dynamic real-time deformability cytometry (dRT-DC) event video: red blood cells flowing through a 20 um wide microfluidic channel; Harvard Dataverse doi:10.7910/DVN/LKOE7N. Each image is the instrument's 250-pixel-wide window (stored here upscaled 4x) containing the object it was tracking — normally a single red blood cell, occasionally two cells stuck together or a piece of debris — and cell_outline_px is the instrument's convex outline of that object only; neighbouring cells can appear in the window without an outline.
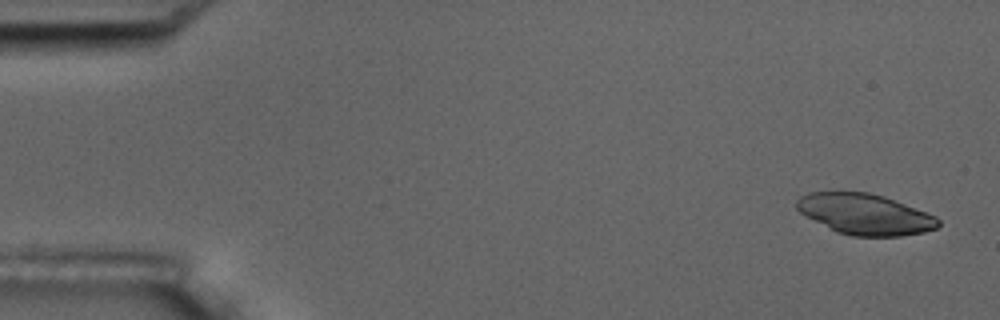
{"species": "common noctule bat (a hibernating species)", "species_latin": "Nyctalus noctula", "temperature_condition": "room temperature", "stored_images_in_passage": 4, "camera_frame_rate_fps": 3000, "um_per_image_px": 0.085, "animal": {"sex": "male", "body_mass_g": 17.5, "forearm_length_mm": 52.3}, "frame": {"image": 1, "passage_image": 1, "time_ms": 0.0, "image_size_px": [1000, 320], "cell_outline_px": [[940, 224], [936, 228], [924, 232], [900, 236], [852, 236], [836, 232], [800, 212], [796, 208], [796, 200], [800, 196], [808, 192], [868, 192], [884, 196], [936, 216], [940, 220]], "centroid_in_image_um": [73.52, 18.21], "position_along_channel_um": 11.5, "area_um2": 33.47}}